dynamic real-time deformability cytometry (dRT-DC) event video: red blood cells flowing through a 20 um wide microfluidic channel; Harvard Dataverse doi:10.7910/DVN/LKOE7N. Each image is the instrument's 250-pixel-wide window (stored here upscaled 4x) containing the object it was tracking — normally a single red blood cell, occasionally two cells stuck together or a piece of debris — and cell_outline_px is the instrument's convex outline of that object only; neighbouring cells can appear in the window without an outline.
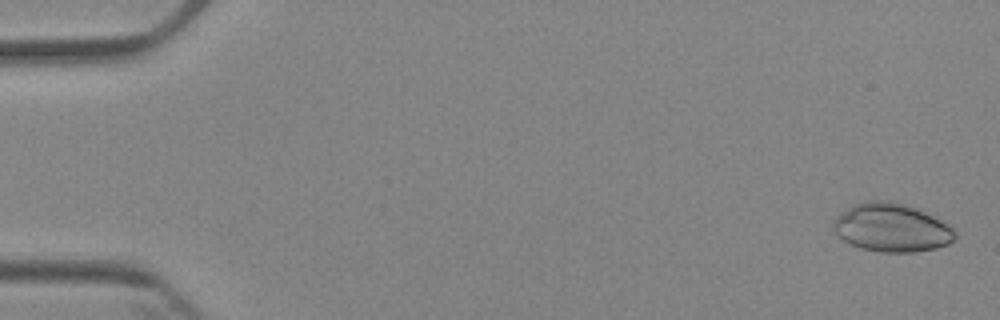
{"species": "Egyptian fruit bat (a non-hibernating species)", "species_latin": "Rousettus aegyptiacus", "temperature_condition": "cold", "stored_images_in_passage": 5, "camera_frame_rate_fps": 3000, "um_per_image_px": 0.085, "animal": {"sex": "female"}, "frame": {"image": 1, "passage_image": 1, "time_ms": 0.0, "image_size_px": [1000, 320], "cell_outline_px": [[956, 240], [948, 244], [936, 248], [912, 252], [880, 252], [860, 248], [844, 240], [832, 228], [832, 220], [840, 212], [852, 204], [864, 200], [888, 200], [920, 208], [948, 224], [956, 232]], "centroid_in_image_um": [75.78, 19.32], "position_along_channel_um": 9.2, "area_um2": 34.8}}